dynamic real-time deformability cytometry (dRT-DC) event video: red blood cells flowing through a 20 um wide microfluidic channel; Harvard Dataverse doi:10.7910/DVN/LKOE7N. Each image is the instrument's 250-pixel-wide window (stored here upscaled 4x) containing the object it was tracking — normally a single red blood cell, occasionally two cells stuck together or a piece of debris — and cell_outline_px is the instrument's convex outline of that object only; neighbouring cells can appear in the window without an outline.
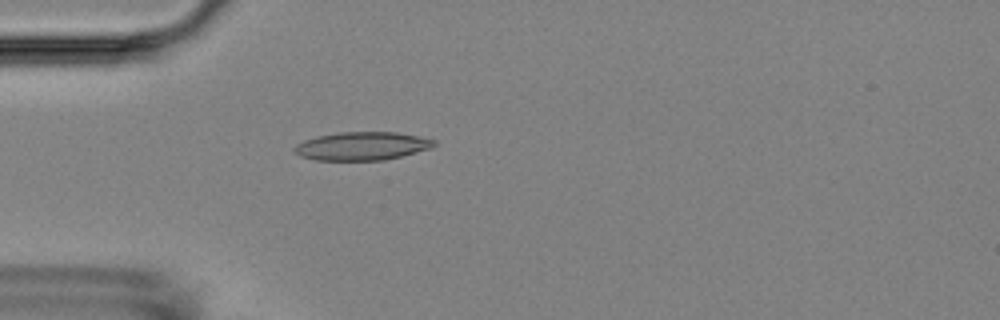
{"species": "Egyptian fruit bat (a non-hibernating species)", "species_latin": "Rousettus aegyptiacus", "temperature_condition": "room temperature", "stored_images_in_passage": 40, "camera_frame_rate_fps": 3000, "um_per_image_px": 0.085, "animal": {"sex": "female"}, "frame": {"image": 1, "passage_image": 1, "time_ms": 0.0, "image_size_px": [1000, 320], "cell_outline_px": [[436, 144], [432, 148], [384, 160], [316, 160], [300, 156], [292, 148], [296, 144], [304, 140], [320, 136], [340, 132], [396, 132], [436, 140]], "centroid_in_image_um": [30.77, 12.41], "position_along_channel_um": 54.2, "area_um2": 22.83}}
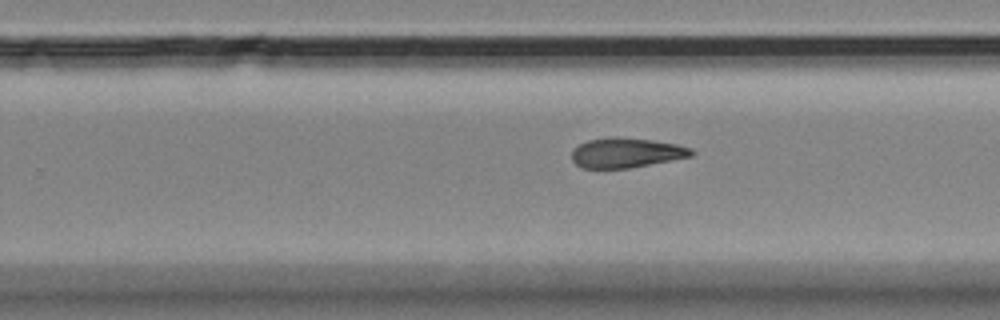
{"frame": {"image": 2, "passage_image": 20, "time_ms": 6.333, "image_size_px": [1000, 320], "cell_outline_px": [[696, 152], [692, 156], [672, 160], [628, 168], [580, 168], [572, 160], [572, 148], [588, 140], [608, 136], [616, 136], [652, 140], [676, 144], [692, 148]], "centroid_in_image_um": [53.22, 12.97], "position_along_channel_um": 276.6, "area_um2": 20.98}}
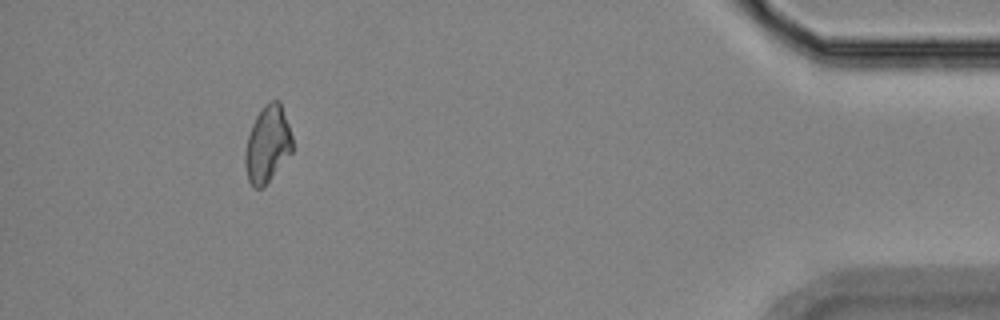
{"frame": {"image": 3, "passage_image": 36, "time_ms": 11.667, "image_size_px": [1000, 320], "cell_outline_px": [[292, 152], [264, 188], [252, 188], [248, 180], [244, 164], [244, 152], [248, 136], [252, 124], [256, 116], [264, 104], [272, 100], [280, 100], [292, 136]], "centroid_in_image_um": [22.72, 12.29], "position_along_channel_um": 412.5, "area_um2": 21.33}, "authors_computed_cell_mechanics": {"area_um2": 21.3282, "velocity_mm_per_s": 3.6131, "shape_relaxation_time_tau1_ms": 6.7859, "shape_relaxation_time_tau2_ms": 5.0584, "deformation_change_tau1": 0.1644, "deformation_change_tau2": 0.1366}}